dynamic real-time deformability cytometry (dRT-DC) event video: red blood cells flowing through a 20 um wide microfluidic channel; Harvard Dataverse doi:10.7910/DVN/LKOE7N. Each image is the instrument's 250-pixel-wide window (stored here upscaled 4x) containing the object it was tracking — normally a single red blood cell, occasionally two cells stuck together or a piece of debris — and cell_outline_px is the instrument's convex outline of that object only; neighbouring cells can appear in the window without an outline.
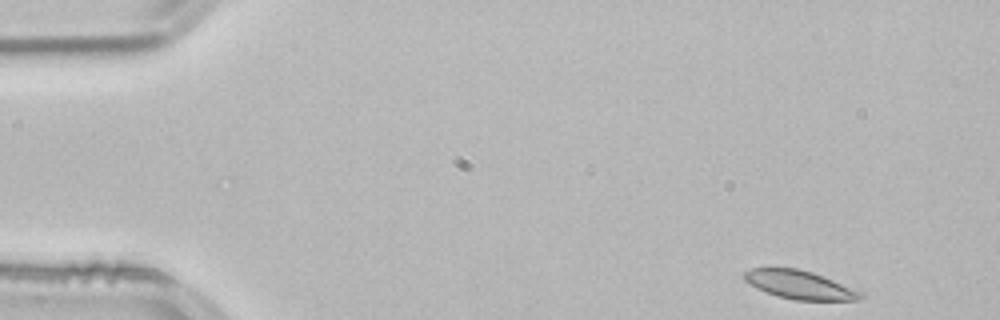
{"species": "common noctule bat (a hibernating species)", "species_latin": "Nyctalus noctula", "temperature_condition": "room temperature", "stored_images_in_passage": 51, "camera_frame_rate_fps": 3000, "um_per_image_px": 0.085, "animal": {"sex": "male", "body_mass_g": 21.5, "forearm_length_mm": 52.0}, "frame": {"image": 1, "passage_image": 1, "time_ms": 0.0, "image_size_px": [1000, 320], "cell_outline_px": [[864, 296], [860, 300], [796, 300], [776, 296], [756, 288], [748, 284], [744, 280], [744, 272], [752, 268], [796, 268], [812, 272], [864, 292]], "centroid_in_image_um": [67.97, 24.21], "position_along_channel_um": 17.0, "area_um2": 19.31}}
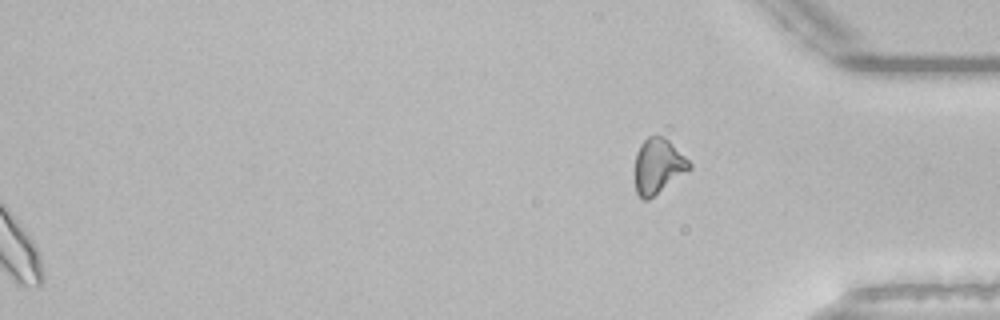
{"frame": {"image": 2, "passage_image": 51, "time_ms": 16.667, "image_size_px": [1000, 320], "cell_outline_px": [[692, 168], [688, 172], [648, 200], [644, 200], [636, 192], [636, 152], [640, 144], [648, 136], [664, 136], [692, 164]], "centroid_in_image_um": [55.96, 14.12], "position_along_channel_um": 379.2, "area_um2": 17.34}, "authors_computed_cell_mechanics": {"area_um2": 19.1896, "velocity_mm_per_s": 3.7822, "shape_relaxation_time_tau1_ms": 8.5094, "shape_relaxation_time_tau2_ms": null, "deformation_change_tau1": 0.1188, "deformation_change_tau2": null}}